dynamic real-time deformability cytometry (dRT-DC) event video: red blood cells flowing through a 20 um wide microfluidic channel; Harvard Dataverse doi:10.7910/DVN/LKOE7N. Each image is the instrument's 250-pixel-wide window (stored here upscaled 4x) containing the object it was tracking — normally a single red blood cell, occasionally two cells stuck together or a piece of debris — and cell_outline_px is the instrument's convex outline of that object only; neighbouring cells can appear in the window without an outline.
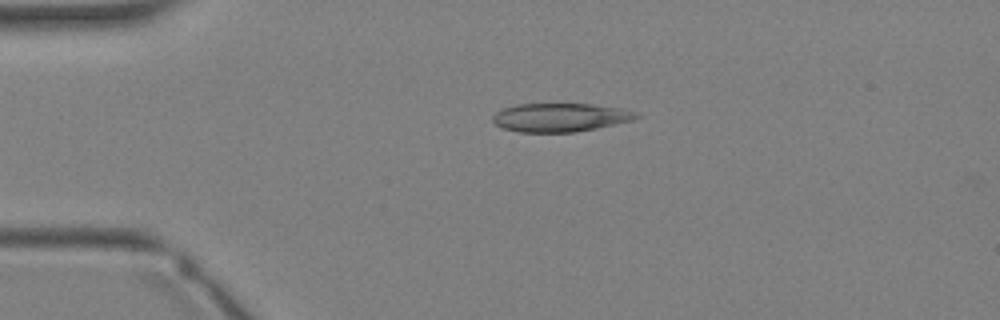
{"species": "Egyptian fruit bat (a non-hibernating species)", "species_latin": "Rousettus aegyptiacus", "temperature_condition": "warm", "stored_images_in_passage": 2, "camera_frame_rate_fps": 3000, "um_per_image_px": 0.085, "animal": {"sex": "female"}, "frame": {"image": 1, "passage_image": 2, "time_ms": 1.0, "image_size_px": [1000, 320], "cell_outline_px": [[640, 116], [632, 120], [616, 124], [576, 132], [520, 132], [504, 128], [496, 124], [492, 120], [492, 116], [496, 112], [504, 108], [516, 104], [592, 104], [624, 108], [636, 112]], "centroid_in_image_um": [47.64, 9.97], "position_along_channel_um": 37.4, "area_um2": 23.87}}